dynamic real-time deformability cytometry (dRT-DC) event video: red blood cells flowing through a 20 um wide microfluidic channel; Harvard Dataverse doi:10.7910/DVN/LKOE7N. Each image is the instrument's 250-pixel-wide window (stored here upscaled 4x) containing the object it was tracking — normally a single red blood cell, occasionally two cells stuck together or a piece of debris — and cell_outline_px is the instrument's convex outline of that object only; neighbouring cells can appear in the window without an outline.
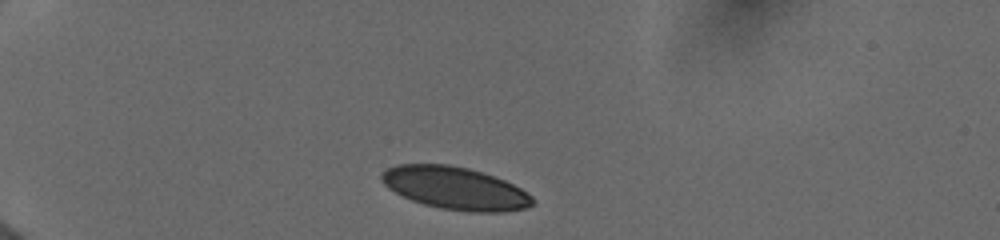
{"species": "human", "species_latin": "Homo sapiens", "temperature_condition": "cold", "stored_images_in_passage": 3, "camera_frame_rate_fps": 3000, "um_per_image_px": 0.085, "donor": {"sex": "female"}, "frame": {"image": 1, "passage_image": 1, "time_ms": 0.0, "image_size_px": [1000, 240], "cell_outline_px": [[532, 204], [524, 208], [504, 212], [468, 212], [440, 208], [424, 204], [412, 200], [388, 188], [380, 180], [380, 176], [388, 168], [400, 164], [448, 164], [468, 168], [504, 180], [520, 188], [532, 196]], "centroid_in_image_um": [38.67, 16.0], "position_along_channel_um": 46.3, "area_um2": 37.11}}
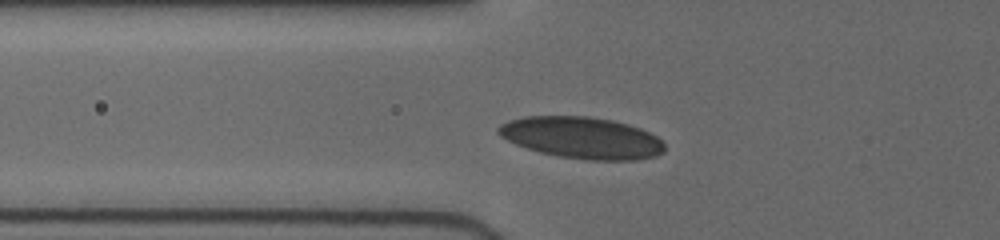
{"frame": {"image": 2, "passage_image": 3, "time_ms": 2.0, "image_size_px": [1000, 240], "cell_outline_px": [[664, 152], [656, 156], [636, 160], [588, 160], [560, 156], [540, 152], [516, 144], [500, 136], [496, 132], [496, 128], [500, 124], [508, 120], [524, 116], [588, 116], [612, 120], [628, 124], [640, 128], [656, 136], [664, 144]], "centroid_in_image_um": [49.44, 11.7], "position_along_channel_um": 76.4, "area_um2": 40.34}}